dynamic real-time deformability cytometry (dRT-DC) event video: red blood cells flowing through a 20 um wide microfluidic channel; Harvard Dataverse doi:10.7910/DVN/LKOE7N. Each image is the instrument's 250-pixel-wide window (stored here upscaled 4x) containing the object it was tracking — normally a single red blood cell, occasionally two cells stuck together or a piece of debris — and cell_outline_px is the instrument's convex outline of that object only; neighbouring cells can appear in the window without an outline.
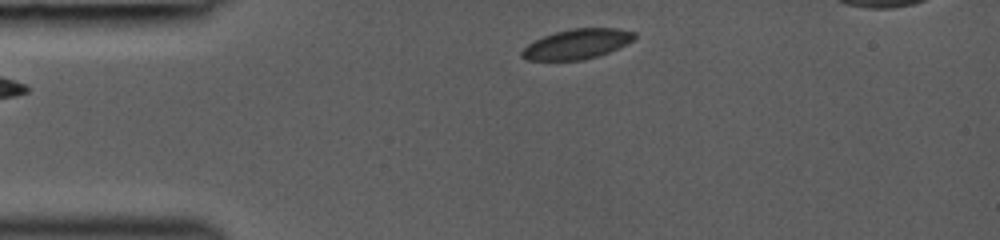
{"species": "common noctule bat (a hibernating species)", "species_latin": "Nyctalus noctula", "temperature_condition": "room temperature", "stored_images_in_passage": 2, "camera_frame_rate_fps": 3000, "um_per_image_px": 0.085, "animal": {"sex": "female", "body_mass_g": 19.0, "forearm_length_mm": 53.3}, "frame": {"image": 1, "passage_image": 2, "time_ms": 1.0, "image_size_px": [1000, 240], "cell_outline_px": [[636, 36], [628, 44], [608, 52], [596, 56], [580, 60], [528, 60], [520, 56], [520, 52], [528, 44], [544, 36], [556, 32], [572, 28], [616, 28], [636, 32]], "centroid_in_image_um": [49.05, 3.74], "position_along_channel_um": 35.9, "area_um2": 19.48}}